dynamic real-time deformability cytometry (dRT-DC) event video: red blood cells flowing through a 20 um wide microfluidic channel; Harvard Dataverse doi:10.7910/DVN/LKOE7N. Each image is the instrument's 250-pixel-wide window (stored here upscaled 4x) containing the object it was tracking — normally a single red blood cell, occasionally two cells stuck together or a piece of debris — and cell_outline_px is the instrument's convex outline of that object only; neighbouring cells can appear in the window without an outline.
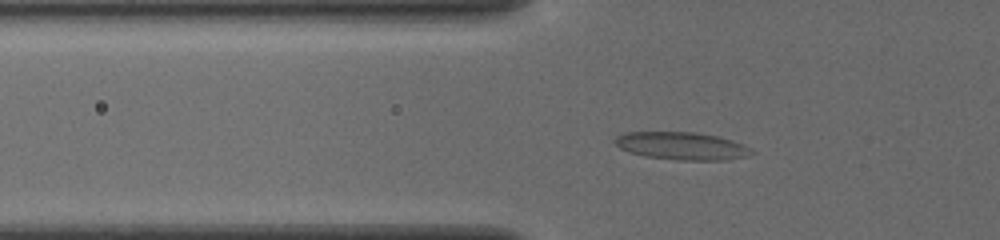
{"species": "common noctule bat (a hibernating species)", "species_latin": "Nyctalus noctula", "temperature_condition": "cold", "stored_images_in_passage": 47, "camera_frame_rate_fps": 3000, "um_per_image_px": 0.085, "animal": {"sex": "female", "body_mass_g": 19.5, "forearm_length_mm": 54.1}, "frame": {"image": 1, "passage_image": 13, "time_ms": 4.0, "image_size_px": [1000, 240], "cell_outline_px": [[756, 152], [748, 156], [724, 160], [680, 160], [644, 156], [628, 152], [620, 148], [612, 140], [616, 136], [624, 132], [696, 132], [716, 136], [732, 140], [744, 144], [752, 148]], "centroid_in_image_um": [57.96, 12.4], "position_along_channel_um": 67.8, "area_um2": 22.25}}
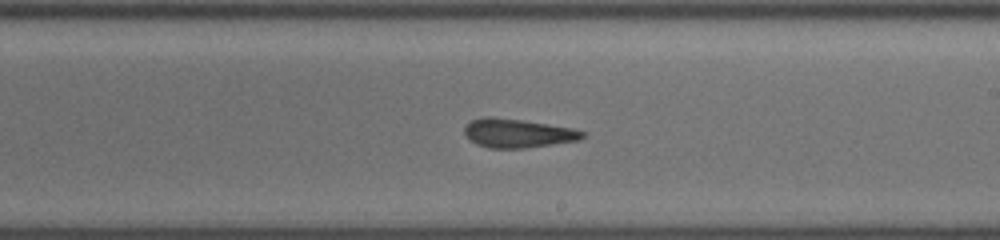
{"frame": {"image": 2, "passage_image": 27, "time_ms": 8.667, "image_size_px": [1000, 240], "cell_outline_px": [[588, 136], [580, 140], [524, 148], [488, 148], [476, 144], [468, 140], [464, 132], [464, 128], [472, 120], [484, 116], [488, 116], [520, 120], [572, 128], [588, 132]], "centroid_in_image_um": [44.02, 11.33], "position_along_channel_um": 245.0, "area_um2": 19.88}}
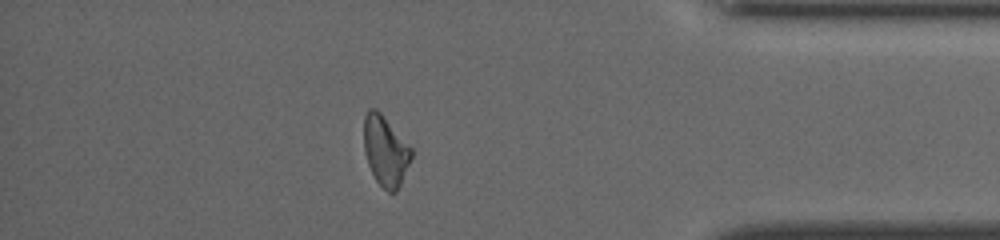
{"frame": {"image": 3, "passage_image": 41, "time_ms": 13.333, "image_size_px": [1000, 240], "cell_outline_px": [[412, 156], [400, 184], [396, 192], [388, 192], [376, 180], [368, 164], [364, 152], [364, 116], [368, 108], [376, 108], [380, 112], [412, 148]], "centroid_in_image_um": [32.75, 12.8], "position_along_channel_um": 402.5, "area_um2": 19.19}, "authors_computed_cell_mechanics": {"area_um2": 20.1722, "velocity_mm_per_s": 3.9038, "shape_relaxation_time_tau1_ms": 5.5578, "shape_relaxation_time_tau2_ms": 1.9299, "deformation_change_tau1": 0.1473, "deformation_change_tau2": 0.1203}}